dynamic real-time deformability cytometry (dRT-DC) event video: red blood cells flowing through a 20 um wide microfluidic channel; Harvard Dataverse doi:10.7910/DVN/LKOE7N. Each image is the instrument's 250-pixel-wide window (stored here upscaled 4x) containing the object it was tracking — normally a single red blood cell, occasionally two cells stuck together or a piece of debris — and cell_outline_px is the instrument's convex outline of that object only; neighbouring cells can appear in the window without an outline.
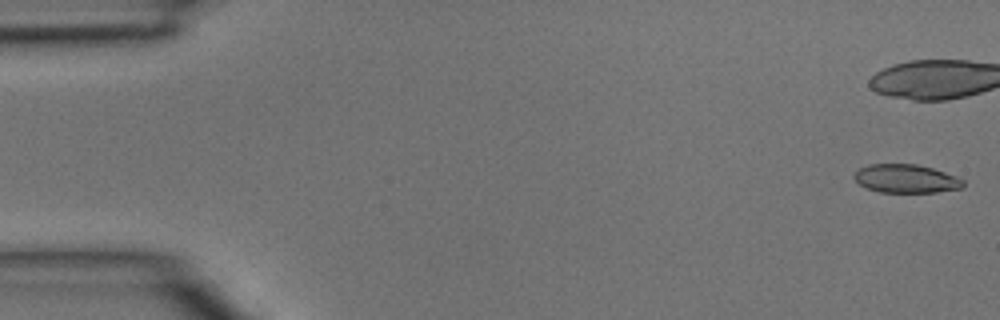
{"species": "common noctule bat (a hibernating species)", "species_latin": "Nyctalus noctula", "temperature_condition": "room temperature", "stored_images_in_passage": 5, "camera_frame_rate_fps": 3000, "um_per_image_px": 0.085, "animal": {"sex": "male", "body_mass_g": 15.6}, "frame": {"image": 1, "passage_image": 1, "time_ms": 0.0, "image_size_px": [1000, 320], "cell_outline_px": [[964, 188], [936, 192], [880, 192], [868, 188], [860, 184], [852, 176], [860, 168], [868, 164], [916, 164], [932, 168], [956, 176], [964, 180]], "centroid_in_image_um": [77.04, 15.18], "position_along_channel_um": 8.0, "area_um2": 18.03}}